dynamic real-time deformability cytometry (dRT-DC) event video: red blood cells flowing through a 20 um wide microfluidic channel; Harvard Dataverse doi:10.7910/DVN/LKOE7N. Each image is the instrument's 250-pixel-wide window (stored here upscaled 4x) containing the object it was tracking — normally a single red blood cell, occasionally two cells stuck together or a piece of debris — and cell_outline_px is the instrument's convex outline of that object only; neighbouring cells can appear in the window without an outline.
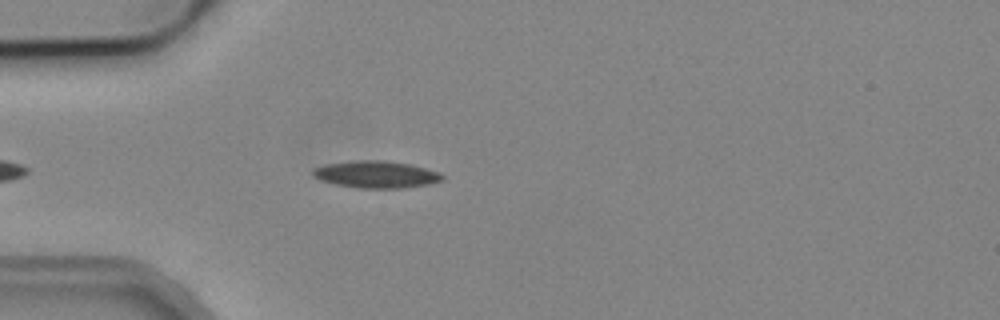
{"species": "common noctule bat (a hibernating species)", "species_latin": "Nyctalus noctula", "temperature_condition": "cold", "stored_images_in_passage": 1, "camera_frame_rate_fps": 3000, "um_per_image_px": 0.085, "animal": {"sex": "male", "body_mass_g": 19.2, "forearm_length_mm": 51.8}, "frame": {"image": 1, "passage_image": 1, "time_ms": 0.0, "image_size_px": [1000, 320], "cell_outline_px": [[444, 180], [428, 184], [404, 188], [356, 188], [336, 184], [320, 180], [312, 176], [312, 168], [324, 164], [356, 160], [384, 160], [408, 164], [440, 172], [444, 176]], "centroid_in_image_um": [31.94, 14.82], "position_along_channel_um": 53.1, "area_um2": 20.52}}